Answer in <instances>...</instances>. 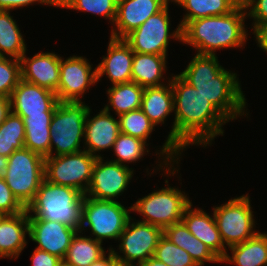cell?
<instances>
[{
  "label": "cell",
  "instance_id": "cell-1",
  "mask_svg": "<svg viewBox=\"0 0 267 266\" xmlns=\"http://www.w3.org/2000/svg\"><path fill=\"white\" fill-rule=\"evenodd\" d=\"M170 82L175 118L165 143L158 150L160 153L156 155L160 154L163 160L157 162L159 168L168 176H174L178 173L174 164H179L183 150L190 145H203L204 148L211 145L216 136L224 135L222 127L229 120L179 74L171 76Z\"/></svg>",
  "mask_w": 267,
  "mask_h": 266
},
{
  "label": "cell",
  "instance_id": "cell-2",
  "mask_svg": "<svg viewBox=\"0 0 267 266\" xmlns=\"http://www.w3.org/2000/svg\"><path fill=\"white\" fill-rule=\"evenodd\" d=\"M217 58V55L196 53L179 75L198 89L228 120H235L245 113V116L249 115L237 74L224 69Z\"/></svg>",
  "mask_w": 267,
  "mask_h": 266
},
{
  "label": "cell",
  "instance_id": "cell-3",
  "mask_svg": "<svg viewBox=\"0 0 267 266\" xmlns=\"http://www.w3.org/2000/svg\"><path fill=\"white\" fill-rule=\"evenodd\" d=\"M246 9L187 22L182 28L181 43L193 46L197 54L216 55V50L242 48L247 42Z\"/></svg>",
  "mask_w": 267,
  "mask_h": 266
},
{
  "label": "cell",
  "instance_id": "cell-4",
  "mask_svg": "<svg viewBox=\"0 0 267 266\" xmlns=\"http://www.w3.org/2000/svg\"><path fill=\"white\" fill-rule=\"evenodd\" d=\"M83 200L77 189L44 179L26 211L29 218L58 221L80 231Z\"/></svg>",
  "mask_w": 267,
  "mask_h": 266
},
{
  "label": "cell",
  "instance_id": "cell-5",
  "mask_svg": "<svg viewBox=\"0 0 267 266\" xmlns=\"http://www.w3.org/2000/svg\"><path fill=\"white\" fill-rule=\"evenodd\" d=\"M89 108L88 104L81 101H59L50 123L48 156H61L82 151L80 142H84L85 121Z\"/></svg>",
  "mask_w": 267,
  "mask_h": 266
},
{
  "label": "cell",
  "instance_id": "cell-6",
  "mask_svg": "<svg viewBox=\"0 0 267 266\" xmlns=\"http://www.w3.org/2000/svg\"><path fill=\"white\" fill-rule=\"evenodd\" d=\"M45 158L23 148L8 157L4 179L18 201L25 207L33 201L39 186L45 179Z\"/></svg>",
  "mask_w": 267,
  "mask_h": 266
},
{
  "label": "cell",
  "instance_id": "cell-7",
  "mask_svg": "<svg viewBox=\"0 0 267 266\" xmlns=\"http://www.w3.org/2000/svg\"><path fill=\"white\" fill-rule=\"evenodd\" d=\"M132 206L127 209L118 201L96 200L84 195L82 204L81 227L79 232L88 226L94 240H118L131 218Z\"/></svg>",
  "mask_w": 267,
  "mask_h": 266
},
{
  "label": "cell",
  "instance_id": "cell-8",
  "mask_svg": "<svg viewBox=\"0 0 267 266\" xmlns=\"http://www.w3.org/2000/svg\"><path fill=\"white\" fill-rule=\"evenodd\" d=\"M167 187L158 189L139 198L132 204V211L143 218L140 222L156 225L164 229L167 226L181 222L185 209L192 203L184 191L171 187L168 179Z\"/></svg>",
  "mask_w": 267,
  "mask_h": 266
},
{
  "label": "cell",
  "instance_id": "cell-9",
  "mask_svg": "<svg viewBox=\"0 0 267 266\" xmlns=\"http://www.w3.org/2000/svg\"><path fill=\"white\" fill-rule=\"evenodd\" d=\"M250 204L249 194H243L213 207L212 215L226 248L243 243L259 232L254 230L256 222Z\"/></svg>",
  "mask_w": 267,
  "mask_h": 266
},
{
  "label": "cell",
  "instance_id": "cell-10",
  "mask_svg": "<svg viewBox=\"0 0 267 266\" xmlns=\"http://www.w3.org/2000/svg\"><path fill=\"white\" fill-rule=\"evenodd\" d=\"M97 157L82 151L61 156L45 157V180L69 186L85 195L92 178Z\"/></svg>",
  "mask_w": 267,
  "mask_h": 266
},
{
  "label": "cell",
  "instance_id": "cell-11",
  "mask_svg": "<svg viewBox=\"0 0 267 266\" xmlns=\"http://www.w3.org/2000/svg\"><path fill=\"white\" fill-rule=\"evenodd\" d=\"M169 3L157 14L150 16L124 40L133 52L167 56L170 39L181 41V26L170 32Z\"/></svg>",
  "mask_w": 267,
  "mask_h": 266
},
{
  "label": "cell",
  "instance_id": "cell-12",
  "mask_svg": "<svg viewBox=\"0 0 267 266\" xmlns=\"http://www.w3.org/2000/svg\"><path fill=\"white\" fill-rule=\"evenodd\" d=\"M162 235L163 229L161 227L140 221L134 222L131 217L118 239V242L120 241L119 252L124 255L116 252L111 247L109 249L112 250L118 261L139 266L148 258L154 256Z\"/></svg>",
  "mask_w": 267,
  "mask_h": 266
},
{
  "label": "cell",
  "instance_id": "cell-13",
  "mask_svg": "<svg viewBox=\"0 0 267 266\" xmlns=\"http://www.w3.org/2000/svg\"><path fill=\"white\" fill-rule=\"evenodd\" d=\"M104 161L103 157H97L85 196L96 200L117 201L116 198L127 190L134 170L128 165Z\"/></svg>",
  "mask_w": 267,
  "mask_h": 266
},
{
  "label": "cell",
  "instance_id": "cell-14",
  "mask_svg": "<svg viewBox=\"0 0 267 266\" xmlns=\"http://www.w3.org/2000/svg\"><path fill=\"white\" fill-rule=\"evenodd\" d=\"M88 61L83 56L73 55L65 60L60 56L59 85L55 93L58 101L82 102L83 95L98 82L97 67L92 70L93 64Z\"/></svg>",
  "mask_w": 267,
  "mask_h": 266
},
{
  "label": "cell",
  "instance_id": "cell-15",
  "mask_svg": "<svg viewBox=\"0 0 267 266\" xmlns=\"http://www.w3.org/2000/svg\"><path fill=\"white\" fill-rule=\"evenodd\" d=\"M79 232L63 223L40 218H29V239L36 242L37 249L64 259L72 238Z\"/></svg>",
  "mask_w": 267,
  "mask_h": 266
},
{
  "label": "cell",
  "instance_id": "cell-16",
  "mask_svg": "<svg viewBox=\"0 0 267 266\" xmlns=\"http://www.w3.org/2000/svg\"><path fill=\"white\" fill-rule=\"evenodd\" d=\"M58 103L54 92L22 79L10 96L11 111L22 119L28 115H44V112H54Z\"/></svg>",
  "mask_w": 267,
  "mask_h": 266
},
{
  "label": "cell",
  "instance_id": "cell-17",
  "mask_svg": "<svg viewBox=\"0 0 267 266\" xmlns=\"http://www.w3.org/2000/svg\"><path fill=\"white\" fill-rule=\"evenodd\" d=\"M171 0H118L112 38L124 39L150 16L161 11ZM117 28V29H116Z\"/></svg>",
  "mask_w": 267,
  "mask_h": 266
},
{
  "label": "cell",
  "instance_id": "cell-18",
  "mask_svg": "<svg viewBox=\"0 0 267 266\" xmlns=\"http://www.w3.org/2000/svg\"><path fill=\"white\" fill-rule=\"evenodd\" d=\"M89 108L84 130V150L95 157H102L97 152L113 148V145L120 132L118 117L115 119L111 112L102 109L98 114L90 117Z\"/></svg>",
  "mask_w": 267,
  "mask_h": 266
},
{
  "label": "cell",
  "instance_id": "cell-19",
  "mask_svg": "<svg viewBox=\"0 0 267 266\" xmlns=\"http://www.w3.org/2000/svg\"><path fill=\"white\" fill-rule=\"evenodd\" d=\"M21 79L56 93L59 85L60 55L54 52H38L33 57L21 59Z\"/></svg>",
  "mask_w": 267,
  "mask_h": 266
},
{
  "label": "cell",
  "instance_id": "cell-20",
  "mask_svg": "<svg viewBox=\"0 0 267 266\" xmlns=\"http://www.w3.org/2000/svg\"><path fill=\"white\" fill-rule=\"evenodd\" d=\"M109 39L107 55L96 66L97 81L106 74L112 85L131 82L134 52L124 39Z\"/></svg>",
  "mask_w": 267,
  "mask_h": 266
},
{
  "label": "cell",
  "instance_id": "cell-21",
  "mask_svg": "<svg viewBox=\"0 0 267 266\" xmlns=\"http://www.w3.org/2000/svg\"><path fill=\"white\" fill-rule=\"evenodd\" d=\"M191 203L184 211L182 222L188 228V231L204 243L209 249L222 260L227 249L221 239L214 215L209 216L208 213L201 208H192Z\"/></svg>",
  "mask_w": 267,
  "mask_h": 266
},
{
  "label": "cell",
  "instance_id": "cell-22",
  "mask_svg": "<svg viewBox=\"0 0 267 266\" xmlns=\"http://www.w3.org/2000/svg\"><path fill=\"white\" fill-rule=\"evenodd\" d=\"M29 217L25 210L16 215H5L0 220V259H17L27 245Z\"/></svg>",
  "mask_w": 267,
  "mask_h": 266
},
{
  "label": "cell",
  "instance_id": "cell-23",
  "mask_svg": "<svg viewBox=\"0 0 267 266\" xmlns=\"http://www.w3.org/2000/svg\"><path fill=\"white\" fill-rule=\"evenodd\" d=\"M161 86L145 87L142 95L141 109L155 125L164 124L167 116L174 112L173 90L170 78Z\"/></svg>",
  "mask_w": 267,
  "mask_h": 266
},
{
  "label": "cell",
  "instance_id": "cell-24",
  "mask_svg": "<svg viewBox=\"0 0 267 266\" xmlns=\"http://www.w3.org/2000/svg\"><path fill=\"white\" fill-rule=\"evenodd\" d=\"M163 235L188 252L199 266H203L205 262L222 263L209 247L188 231L182 221L165 227Z\"/></svg>",
  "mask_w": 267,
  "mask_h": 266
},
{
  "label": "cell",
  "instance_id": "cell-25",
  "mask_svg": "<svg viewBox=\"0 0 267 266\" xmlns=\"http://www.w3.org/2000/svg\"><path fill=\"white\" fill-rule=\"evenodd\" d=\"M222 263L235 266H267V233L258 232L247 241L227 248ZM231 251V256L228 251Z\"/></svg>",
  "mask_w": 267,
  "mask_h": 266
},
{
  "label": "cell",
  "instance_id": "cell-26",
  "mask_svg": "<svg viewBox=\"0 0 267 266\" xmlns=\"http://www.w3.org/2000/svg\"><path fill=\"white\" fill-rule=\"evenodd\" d=\"M166 57L134 52L131 81L144 88L164 85L163 74L167 70Z\"/></svg>",
  "mask_w": 267,
  "mask_h": 266
},
{
  "label": "cell",
  "instance_id": "cell-27",
  "mask_svg": "<svg viewBox=\"0 0 267 266\" xmlns=\"http://www.w3.org/2000/svg\"><path fill=\"white\" fill-rule=\"evenodd\" d=\"M54 112L44 115H28L23 119L25 126L24 147L42 155L50 154V123Z\"/></svg>",
  "mask_w": 267,
  "mask_h": 266
},
{
  "label": "cell",
  "instance_id": "cell-28",
  "mask_svg": "<svg viewBox=\"0 0 267 266\" xmlns=\"http://www.w3.org/2000/svg\"><path fill=\"white\" fill-rule=\"evenodd\" d=\"M144 87L135 82L112 85L107 89L109 104L104 106V110L110 112L114 109L115 115L128 113L141 108V101ZM111 107V108H110Z\"/></svg>",
  "mask_w": 267,
  "mask_h": 266
},
{
  "label": "cell",
  "instance_id": "cell-29",
  "mask_svg": "<svg viewBox=\"0 0 267 266\" xmlns=\"http://www.w3.org/2000/svg\"><path fill=\"white\" fill-rule=\"evenodd\" d=\"M102 245V242L77 232L71 240L63 261L71 266H90L106 254Z\"/></svg>",
  "mask_w": 267,
  "mask_h": 266
},
{
  "label": "cell",
  "instance_id": "cell-30",
  "mask_svg": "<svg viewBox=\"0 0 267 266\" xmlns=\"http://www.w3.org/2000/svg\"><path fill=\"white\" fill-rule=\"evenodd\" d=\"M26 50L23 35L10 11L0 10V56L20 60Z\"/></svg>",
  "mask_w": 267,
  "mask_h": 266
},
{
  "label": "cell",
  "instance_id": "cell-31",
  "mask_svg": "<svg viewBox=\"0 0 267 266\" xmlns=\"http://www.w3.org/2000/svg\"><path fill=\"white\" fill-rule=\"evenodd\" d=\"M171 2L182 6L187 11L179 23L181 28L189 21L224 15L236 8L231 0H171Z\"/></svg>",
  "mask_w": 267,
  "mask_h": 266
},
{
  "label": "cell",
  "instance_id": "cell-32",
  "mask_svg": "<svg viewBox=\"0 0 267 266\" xmlns=\"http://www.w3.org/2000/svg\"><path fill=\"white\" fill-rule=\"evenodd\" d=\"M24 141V121L11 111L0 125V155L9 157L15 150L23 149Z\"/></svg>",
  "mask_w": 267,
  "mask_h": 266
},
{
  "label": "cell",
  "instance_id": "cell-33",
  "mask_svg": "<svg viewBox=\"0 0 267 266\" xmlns=\"http://www.w3.org/2000/svg\"><path fill=\"white\" fill-rule=\"evenodd\" d=\"M147 146L149 144L143 140L120 133L113 145V152H115L114 154L117 158L110 161L122 165H126L124 163H136L146 155V152L147 154L149 153L150 150Z\"/></svg>",
  "mask_w": 267,
  "mask_h": 266
},
{
  "label": "cell",
  "instance_id": "cell-34",
  "mask_svg": "<svg viewBox=\"0 0 267 266\" xmlns=\"http://www.w3.org/2000/svg\"><path fill=\"white\" fill-rule=\"evenodd\" d=\"M120 132L147 143L149 135L155 131V125L143 113L142 109L132 110L118 116Z\"/></svg>",
  "mask_w": 267,
  "mask_h": 266
},
{
  "label": "cell",
  "instance_id": "cell-35",
  "mask_svg": "<svg viewBox=\"0 0 267 266\" xmlns=\"http://www.w3.org/2000/svg\"><path fill=\"white\" fill-rule=\"evenodd\" d=\"M118 0H59V8L74 9L109 19L113 24Z\"/></svg>",
  "mask_w": 267,
  "mask_h": 266
},
{
  "label": "cell",
  "instance_id": "cell-36",
  "mask_svg": "<svg viewBox=\"0 0 267 266\" xmlns=\"http://www.w3.org/2000/svg\"><path fill=\"white\" fill-rule=\"evenodd\" d=\"M153 257L168 266H199L188 252L164 235L160 237Z\"/></svg>",
  "mask_w": 267,
  "mask_h": 266
},
{
  "label": "cell",
  "instance_id": "cell-37",
  "mask_svg": "<svg viewBox=\"0 0 267 266\" xmlns=\"http://www.w3.org/2000/svg\"><path fill=\"white\" fill-rule=\"evenodd\" d=\"M20 80V60L0 56V96L10 98Z\"/></svg>",
  "mask_w": 267,
  "mask_h": 266
},
{
  "label": "cell",
  "instance_id": "cell-38",
  "mask_svg": "<svg viewBox=\"0 0 267 266\" xmlns=\"http://www.w3.org/2000/svg\"><path fill=\"white\" fill-rule=\"evenodd\" d=\"M25 210L6 184L4 177H0V211L5 215H16Z\"/></svg>",
  "mask_w": 267,
  "mask_h": 266
},
{
  "label": "cell",
  "instance_id": "cell-39",
  "mask_svg": "<svg viewBox=\"0 0 267 266\" xmlns=\"http://www.w3.org/2000/svg\"><path fill=\"white\" fill-rule=\"evenodd\" d=\"M250 9V10H249ZM247 18L253 19L252 30H257L267 26V0H254L246 9Z\"/></svg>",
  "mask_w": 267,
  "mask_h": 266
},
{
  "label": "cell",
  "instance_id": "cell-40",
  "mask_svg": "<svg viewBox=\"0 0 267 266\" xmlns=\"http://www.w3.org/2000/svg\"><path fill=\"white\" fill-rule=\"evenodd\" d=\"M37 2L42 5L59 7V0H0V10L13 11V9H21Z\"/></svg>",
  "mask_w": 267,
  "mask_h": 266
},
{
  "label": "cell",
  "instance_id": "cell-41",
  "mask_svg": "<svg viewBox=\"0 0 267 266\" xmlns=\"http://www.w3.org/2000/svg\"><path fill=\"white\" fill-rule=\"evenodd\" d=\"M61 262L59 257L37 248L31 255L32 266H58Z\"/></svg>",
  "mask_w": 267,
  "mask_h": 266
},
{
  "label": "cell",
  "instance_id": "cell-42",
  "mask_svg": "<svg viewBox=\"0 0 267 266\" xmlns=\"http://www.w3.org/2000/svg\"><path fill=\"white\" fill-rule=\"evenodd\" d=\"M253 34L255 35L257 45L267 53V26L257 30Z\"/></svg>",
  "mask_w": 267,
  "mask_h": 266
},
{
  "label": "cell",
  "instance_id": "cell-43",
  "mask_svg": "<svg viewBox=\"0 0 267 266\" xmlns=\"http://www.w3.org/2000/svg\"><path fill=\"white\" fill-rule=\"evenodd\" d=\"M10 112V98L0 96V125L5 121Z\"/></svg>",
  "mask_w": 267,
  "mask_h": 266
},
{
  "label": "cell",
  "instance_id": "cell-44",
  "mask_svg": "<svg viewBox=\"0 0 267 266\" xmlns=\"http://www.w3.org/2000/svg\"><path fill=\"white\" fill-rule=\"evenodd\" d=\"M108 255L106 254L101 257L98 261L93 262L90 266H113L117 261L111 249L107 250Z\"/></svg>",
  "mask_w": 267,
  "mask_h": 266
},
{
  "label": "cell",
  "instance_id": "cell-45",
  "mask_svg": "<svg viewBox=\"0 0 267 266\" xmlns=\"http://www.w3.org/2000/svg\"><path fill=\"white\" fill-rule=\"evenodd\" d=\"M139 266H168V265L157 260L155 257H150L145 262L141 263Z\"/></svg>",
  "mask_w": 267,
  "mask_h": 266
},
{
  "label": "cell",
  "instance_id": "cell-46",
  "mask_svg": "<svg viewBox=\"0 0 267 266\" xmlns=\"http://www.w3.org/2000/svg\"><path fill=\"white\" fill-rule=\"evenodd\" d=\"M254 0H231L232 4L236 8H243L247 9L248 6L253 2Z\"/></svg>",
  "mask_w": 267,
  "mask_h": 266
},
{
  "label": "cell",
  "instance_id": "cell-47",
  "mask_svg": "<svg viewBox=\"0 0 267 266\" xmlns=\"http://www.w3.org/2000/svg\"><path fill=\"white\" fill-rule=\"evenodd\" d=\"M8 166V157L0 155V177H4Z\"/></svg>",
  "mask_w": 267,
  "mask_h": 266
},
{
  "label": "cell",
  "instance_id": "cell-48",
  "mask_svg": "<svg viewBox=\"0 0 267 266\" xmlns=\"http://www.w3.org/2000/svg\"><path fill=\"white\" fill-rule=\"evenodd\" d=\"M113 266H137V265H134V264H128V263L121 262V261H118V260H117V261L114 263Z\"/></svg>",
  "mask_w": 267,
  "mask_h": 266
},
{
  "label": "cell",
  "instance_id": "cell-49",
  "mask_svg": "<svg viewBox=\"0 0 267 266\" xmlns=\"http://www.w3.org/2000/svg\"><path fill=\"white\" fill-rule=\"evenodd\" d=\"M58 266H71V265L65 263V262L62 260V262H61Z\"/></svg>",
  "mask_w": 267,
  "mask_h": 266
},
{
  "label": "cell",
  "instance_id": "cell-50",
  "mask_svg": "<svg viewBox=\"0 0 267 266\" xmlns=\"http://www.w3.org/2000/svg\"><path fill=\"white\" fill-rule=\"evenodd\" d=\"M4 216H5V214L2 213V212L0 211V220H1Z\"/></svg>",
  "mask_w": 267,
  "mask_h": 266
}]
</instances>
